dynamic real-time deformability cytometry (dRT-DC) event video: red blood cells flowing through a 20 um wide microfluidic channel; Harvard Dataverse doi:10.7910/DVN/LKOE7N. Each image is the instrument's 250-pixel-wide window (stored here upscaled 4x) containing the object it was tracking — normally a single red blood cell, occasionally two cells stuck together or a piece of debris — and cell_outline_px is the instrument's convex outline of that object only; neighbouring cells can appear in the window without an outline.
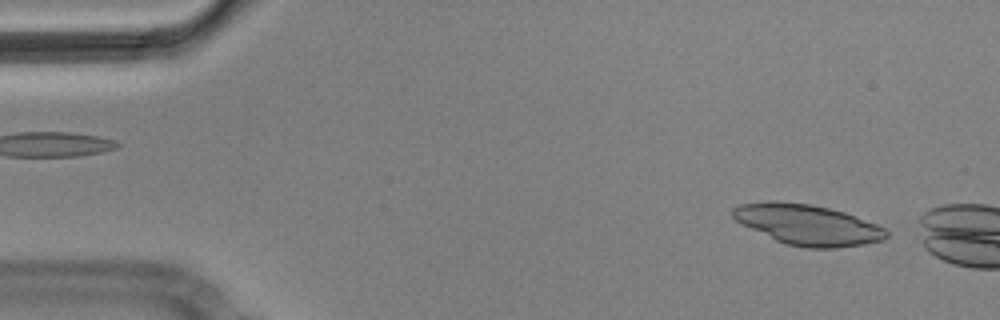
{"species": "Egyptian fruit bat (a non-hibernating species)", "species_latin": "Rousettus aegyptiacus", "temperature_condition": "cold", "stored_images_in_passage": 5, "camera_frame_rate_fps": 3000, "um_per_image_px": 0.085, "animal": {"sex": "male"}, "frame": {"image": 1, "passage_image": 5, "time_ms": 1.333, "image_size_px": [1000, 320], "cell_outline_px": [[888, 236], [884, 240], [864, 244], [836, 248], [808, 248], [784, 244], [736, 220], [732, 216], [732, 208], [740, 204], [772, 200], [776, 200], [812, 204], [844, 212], [876, 224], [884, 228], [888, 232]], "centroid_in_image_um": [68.66, 19.09], "position_along_channel_um": 16.3, "area_um2": 36.07}}